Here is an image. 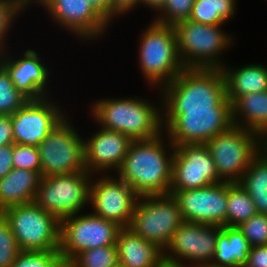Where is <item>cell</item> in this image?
Segmentation results:
<instances>
[{
  "label": "cell",
  "mask_w": 267,
  "mask_h": 267,
  "mask_svg": "<svg viewBox=\"0 0 267 267\" xmlns=\"http://www.w3.org/2000/svg\"><path fill=\"white\" fill-rule=\"evenodd\" d=\"M161 134L149 140L132 141L117 171L139 197L168 195L171 185L173 152L167 157Z\"/></svg>",
  "instance_id": "obj_1"
},
{
  "label": "cell",
  "mask_w": 267,
  "mask_h": 267,
  "mask_svg": "<svg viewBox=\"0 0 267 267\" xmlns=\"http://www.w3.org/2000/svg\"><path fill=\"white\" fill-rule=\"evenodd\" d=\"M162 88L166 110L164 127L185 109H214L226 98L221 68H185Z\"/></svg>",
  "instance_id": "obj_2"
},
{
  "label": "cell",
  "mask_w": 267,
  "mask_h": 267,
  "mask_svg": "<svg viewBox=\"0 0 267 267\" xmlns=\"http://www.w3.org/2000/svg\"><path fill=\"white\" fill-rule=\"evenodd\" d=\"M158 110L139 98H122L99 100L93 105L92 113L102 128L137 141L153 139L161 134L163 117Z\"/></svg>",
  "instance_id": "obj_3"
},
{
  "label": "cell",
  "mask_w": 267,
  "mask_h": 267,
  "mask_svg": "<svg viewBox=\"0 0 267 267\" xmlns=\"http://www.w3.org/2000/svg\"><path fill=\"white\" fill-rule=\"evenodd\" d=\"M149 26L141 35L139 64L150 84L164 87L185 68L178 55L174 27L154 21Z\"/></svg>",
  "instance_id": "obj_4"
},
{
  "label": "cell",
  "mask_w": 267,
  "mask_h": 267,
  "mask_svg": "<svg viewBox=\"0 0 267 267\" xmlns=\"http://www.w3.org/2000/svg\"><path fill=\"white\" fill-rule=\"evenodd\" d=\"M261 138L257 133L233 125L205 143L223 182H239L253 158L261 151Z\"/></svg>",
  "instance_id": "obj_5"
},
{
  "label": "cell",
  "mask_w": 267,
  "mask_h": 267,
  "mask_svg": "<svg viewBox=\"0 0 267 267\" xmlns=\"http://www.w3.org/2000/svg\"><path fill=\"white\" fill-rule=\"evenodd\" d=\"M177 49L184 68H222L217 59L231 42V36L220 29V25L181 21L174 26Z\"/></svg>",
  "instance_id": "obj_6"
},
{
  "label": "cell",
  "mask_w": 267,
  "mask_h": 267,
  "mask_svg": "<svg viewBox=\"0 0 267 267\" xmlns=\"http://www.w3.org/2000/svg\"><path fill=\"white\" fill-rule=\"evenodd\" d=\"M1 213L21 250H59L60 220L35 202L8 207Z\"/></svg>",
  "instance_id": "obj_7"
},
{
  "label": "cell",
  "mask_w": 267,
  "mask_h": 267,
  "mask_svg": "<svg viewBox=\"0 0 267 267\" xmlns=\"http://www.w3.org/2000/svg\"><path fill=\"white\" fill-rule=\"evenodd\" d=\"M183 222L184 218L173 195L143 196L138 198L127 228L164 251Z\"/></svg>",
  "instance_id": "obj_8"
},
{
  "label": "cell",
  "mask_w": 267,
  "mask_h": 267,
  "mask_svg": "<svg viewBox=\"0 0 267 267\" xmlns=\"http://www.w3.org/2000/svg\"><path fill=\"white\" fill-rule=\"evenodd\" d=\"M88 172L42 177L34 202L59 220L78 215L89 202L90 176Z\"/></svg>",
  "instance_id": "obj_9"
},
{
  "label": "cell",
  "mask_w": 267,
  "mask_h": 267,
  "mask_svg": "<svg viewBox=\"0 0 267 267\" xmlns=\"http://www.w3.org/2000/svg\"><path fill=\"white\" fill-rule=\"evenodd\" d=\"M232 126V104L226 97L214 109H185L166 127V131L169 143L175 147L205 144Z\"/></svg>",
  "instance_id": "obj_10"
},
{
  "label": "cell",
  "mask_w": 267,
  "mask_h": 267,
  "mask_svg": "<svg viewBox=\"0 0 267 267\" xmlns=\"http://www.w3.org/2000/svg\"><path fill=\"white\" fill-rule=\"evenodd\" d=\"M122 227L117 223L91 214H76L60 220L61 259L71 261L82 251L116 245Z\"/></svg>",
  "instance_id": "obj_11"
},
{
  "label": "cell",
  "mask_w": 267,
  "mask_h": 267,
  "mask_svg": "<svg viewBox=\"0 0 267 267\" xmlns=\"http://www.w3.org/2000/svg\"><path fill=\"white\" fill-rule=\"evenodd\" d=\"M41 176L87 172L84 141L64 118L38 146Z\"/></svg>",
  "instance_id": "obj_12"
},
{
  "label": "cell",
  "mask_w": 267,
  "mask_h": 267,
  "mask_svg": "<svg viewBox=\"0 0 267 267\" xmlns=\"http://www.w3.org/2000/svg\"><path fill=\"white\" fill-rule=\"evenodd\" d=\"M220 227L184 221L164 248L170 251L169 253L172 252L170 255L163 251L164 264L171 267H186L182 262L186 259L192 261L193 267L209 266L215 256L217 230Z\"/></svg>",
  "instance_id": "obj_13"
},
{
  "label": "cell",
  "mask_w": 267,
  "mask_h": 267,
  "mask_svg": "<svg viewBox=\"0 0 267 267\" xmlns=\"http://www.w3.org/2000/svg\"><path fill=\"white\" fill-rule=\"evenodd\" d=\"M221 182L205 144L175 146L170 191L197 189Z\"/></svg>",
  "instance_id": "obj_14"
},
{
  "label": "cell",
  "mask_w": 267,
  "mask_h": 267,
  "mask_svg": "<svg viewBox=\"0 0 267 267\" xmlns=\"http://www.w3.org/2000/svg\"><path fill=\"white\" fill-rule=\"evenodd\" d=\"M169 194L177 200L184 221L226 226L227 182Z\"/></svg>",
  "instance_id": "obj_15"
},
{
  "label": "cell",
  "mask_w": 267,
  "mask_h": 267,
  "mask_svg": "<svg viewBox=\"0 0 267 267\" xmlns=\"http://www.w3.org/2000/svg\"><path fill=\"white\" fill-rule=\"evenodd\" d=\"M103 176L90 183L89 202L96 211L93 214L128 227L139 196L120 178Z\"/></svg>",
  "instance_id": "obj_16"
},
{
  "label": "cell",
  "mask_w": 267,
  "mask_h": 267,
  "mask_svg": "<svg viewBox=\"0 0 267 267\" xmlns=\"http://www.w3.org/2000/svg\"><path fill=\"white\" fill-rule=\"evenodd\" d=\"M64 117L47 97L27 101L10 115L14 144L38 147Z\"/></svg>",
  "instance_id": "obj_17"
},
{
  "label": "cell",
  "mask_w": 267,
  "mask_h": 267,
  "mask_svg": "<svg viewBox=\"0 0 267 267\" xmlns=\"http://www.w3.org/2000/svg\"><path fill=\"white\" fill-rule=\"evenodd\" d=\"M44 6L52 19L78 37H99L109 22L87 0H30Z\"/></svg>",
  "instance_id": "obj_18"
},
{
  "label": "cell",
  "mask_w": 267,
  "mask_h": 267,
  "mask_svg": "<svg viewBox=\"0 0 267 267\" xmlns=\"http://www.w3.org/2000/svg\"><path fill=\"white\" fill-rule=\"evenodd\" d=\"M132 140L120 132L101 128L89 140H84L85 165L88 173L111 168L118 171ZM107 169V170H106Z\"/></svg>",
  "instance_id": "obj_19"
},
{
  "label": "cell",
  "mask_w": 267,
  "mask_h": 267,
  "mask_svg": "<svg viewBox=\"0 0 267 267\" xmlns=\"http://www.w3.org/2000/svg\"><path fill=\"white\" fill-rule=\"evenodd\" d=\"M2 56L3 54L0 56V64L9 73L11 81L18 91L29 100H39L46 97L44 92H46L45 86L49 72L34 50L28 49L24 53V57L18 60Z\"/></svg>",
  "instance_id": "obj_20"
},
{
  "label": "cell",
  "mask_w": 267,
  "mask_h": 267,
  "mask_svg": "<svg viewBox=\"0 0 267 267\" xmlns=\"http://www.w3.org/2000/svg\"><path fill=\"white\" fill-rule=\"evenodd\" d=\"M116 245L119 264L126 267H162L163 250L127 227L120 229Z\"/></svg>",
  "instance_id": "obj_21"
},
{
  "label": "cell",
  "mask_w": 267,
  "mask_h": 267,
  "mask_svg": "<svg viewBox=\"0 0 267 267\" xmlns=\"http://www.w3.org/2000/svg\"><path fill=\"white\" fill-rule=\"evenodd\" d=\"M41 178L39 172L13 168L0 179V212L8 207L34 202Z\"/></svg>",
  "instance_id": "obj_22"
},
{
  "label": "cell",
  "mask_w": 267,
  "mask_h": 267,
  "mask_svg": "<svg viewBox=\"0 0 267 267\" xmlns=\"http://www.w3.org/2000/svg\"><path fill=\"white\" fill-rule=\"evenodd\" d=\"M251 249L238 227L221 226L211 267H244Z\"/></svg>",
  "instance_id": "obj_23"
},
{
  "label": "cell",
  "mask_w": 267,
  "mask_h": 267,
  "mask_svg": "<svg viewBox=\"0 0 267 267\" xmlns=\"http://www.w3.org/2000/svg\"><path fill=\"white\" fill-rule=\"evenodd\" d=\"M224 67L221 70L226 84V97L231 104L246 94L267 90V67L251 64L234 71Z\"/></svg>",
  "instance_id": "obj_24"
},
{
  "label": "cell",
  "mask_w": 267,
  "mask_h": 267,
  "mask_svg": "<svg viewBox=\"0 0 267 267\" xmlns=\"http://www.w3.org/2000/svg\"><path fill=\"white\" fill-rule=\"evenodd\" d=\"M239 116L244 119L242 124ZM232 121L233 125L257 133L263 138L267 134V90L239 97L232 104Z\"/></svg>",
  "instance_id": "obj_25"
},
{
  "label": "cell",
  "mask_w": 267,
  "mask_h": 267,
  "mask_svg": "<svg viewBox=\"0 0 267 267\" xmlns=\"http://www.w3.org/2000/svg\"><path fill=\"white\" fill-rule=\"evenodd\" d=\"M257 213L252 198L240 183L227 182L226 226L237 227Z\"/></svg>",
  "instance_id": "obj_26"
},
{
  "label": "cell",
  "mask_w": 267,
  "mask_h": 267,
  "mask_svg": "<svg viewBox=\"0 0 267 267\" xmlns=\"http://www.w3.org/2000/svg\"><path fill=\"white\" fill-rule=\"evenodd\" d=\"M235 0H195L189 20L222 25L235 13Z\"/></svg>",
  "instance_id": "obj_27"
},
{
  "label": "cell",
  "mask_w": 267,
  "mask_h": 267,
  "mask_svg": "<svg viewBox=\"0 0 267 267\" xmlns=\"http://www.w3.org/2000/svg\"><path fill=\"white\" fill-rule=\"evenodd\" d=\"M239 183L250 196L267 194V153L265 150L261 149L253 158Z\"/></svg>",
  "instance_id": "obj_28"
},
{
  "label": "cell",
  "mask_w": 267,
  "mask_h": 267,
  "mask_svg": "<svg viewBox=\"0 0 267 267\" xmlns=\"http://www.w3.org/2000/svg\"><path fill=\"white\" fill-rule=\"evenodd\" d=\"M71 262L76 267H114L119 263L117 245L82 251Z\"/></svg>",
  "instance_id": "obj_29"
},
{
  "label": "cell",
  "mask_w": 267,
  "mask_h": 267,
  "mask_svg": "<svg viewBox=\"0 0 267 267\" xmlns=\"http://www.w3.org/2000/svg\"><path fill=\"white\" fill-rule=\"evenodd\" d=\"M29 99L16 89L9 73L0 64V115H13Z\"/></svg>",
  "instance_id": "obj_30"
},
{
  "label": "cell",
  "mask_w": 267,
  "mask_h": 267,
  "mask_svg": "<svg viewBox=\"0 0 267 267\" xmlns=\"http://www.w3.org/2000/svg\"><path fill=\"white\" fill-rule=\"evenodd\" d=\"M20 251L9 222L0 212V267H12Z\"/></svg>",
  "instance_id": "obj_31"
},
{
  "label": "cell",
  "mask_w": 267,
  "mask_h": 267,
  "mask_svg": "<svg viewBox=\"0 0 267 267\" xmlns=\"http://www.w3.org/2000/svg\"><path fill=\"white\" fill-rule=\"evenodd\" d=\"M194 3L195 0H167L163 7L159 10L160 13L164 12L161 14L163 16L159 15L154 22L174 26L181 21L188 20Z\"/></svg>",
  "instance_id": "obj_32"
},
{
  "label": "cell",
  "mask_w": 267,
  "mask_h": 267,
  "mask_svg": "<svg viewBox=\"0 0 267 267\" xmlns=\"http://www.w3.org/2000/svg\"><path fill=\"white\" fill-rule=\"evenodd\" d=\"M61 260L59 250H21L12 267H54Z\"/></svg>",
  "instance_id": "obj_33"
},
{
  "label": "cell",
  "mask_w": 267,
  "mask_h": 267,
  "mask_svg": "<svg viewBox=\"0 0 267 267\" xmlns=\"http://www.w3.org/2000/svg\"><path fill=\"white\" fill-rule=\"evenodd\" d=\"M251 247L267 244V215L257 213L239 226Z\"/></svg>",
  "instance_id": "obj_34"
},
{
  "label": "cell",
  "mask_w": 267,
  "mask_h": 267,
  "mask_svg": "<svg viewBox=\"0 0 267 267\" xmlns=\"http://www.w3.org/2000/svg\"><path fill=\"white\" fill-rule=\"evenodd\" d=\"M29 3L30 0H0V56L5 52L2 48L5 42L4 37H6L15 16Z\"/></svg>",
  "instance_id": "obj_35"
},
{
  "label": "cell",
  "mask_w": 267,
  "mask_h": 267,
  "mask_svg": "<svg viewBox=\"0 0 267 267\" xmlns=\"http://www.w3.org/2000/svg\"><path fill=\"white\" fill-rule=\"evenodd\" d=\"M13 168L39 172L41 174V160L38 147L14 144Z\"/></svg>",
  "instance_id": "obj_36"
},
{
  "label": "cell",
  "mask_w": 267,
  "mask_h": 267,
  "mask_svg": "<svg viewBox=\"0 0 267 267\" xmlns=\"http://www.w3.org/2000/svg\"><path fill=\"white\" fill-rule=\"evenodd\" d=\"M244 267H267V244L251 247Z\"/></svg>",
  "instance_id": "obj_37"
},
{
  "label": "cell",
  "mask_w": 267,
  "mask_h": 267,
  "mask_svg": "<svg viewBox=\"0 0 267 267\" xmlns=\"http://www.w3.org/2000/svg\"><path fill=\"white\" fill-rule=\"evenodd\" d=\"M14 144L0 147V179L4 178L13 169Z\"/></svg>",
  "instance_id": "obj_38"
},
{
  "label": "cell",
  "mask_w": 267,
  "mask_h": 267,
  "mask_svg": "<svg viewBox=\"0 0 267 267\" xmlns=\"http://www.w3.org/2000/svg\"><path fill=\"white\" fill-rule=\"evenodd\" d=\"M8 144H14L10 115H0V147Z\"/></svg>",
  "instance_id": "obj_39"
},
{
  "label": "cell",
  "mask_w": 267,
  "mask_h": 267,
  "mask_svg": "<svg viewBox=\"0 0 267 267\" xmlns=\"http://www.w3.org/2000/svg\"><path fill=\"white\" fill-rule=\"evenodd\" d=\"M139 3L141 0H110V21L114 15L124 14Z\"/></svg>",
  "instance_id": "obj_40"
},
{
  "label": "cell",
  "mask_w": 267,
  "mask_h": 267,
  "mask_svg": "<svg viewBox=\"0 0 267 267\" xmlns=\"http://www.w3.org/2000/svg\"><path fill=\"white\" fill-rule=\"evenodd\" d=\"M108 22H110V0H87Z\"/></svg>",
  "instance_id": "obj_41"
},
{
  "label": "cell",
  "mask_w": 267,
  "mask_h": 267,
  "mask_svg": "<svg viewBox=\"0 0 267 267\" xmlns=\"http://www.w3.org/2000/svg\"><path fill=\"white\" fill-rule=\"evenodd\" d=\"M258 213L267 215V194L250 196Z\"/></svg>",
  "instance_id": "obj_42"
},
{
  "label": "cell",
  "mask_w": 267,
  "mask_h": 267,
  "mask_svg": "<svg viewBox=\"0 0 267 267\" xmlns=\"http://www.w3.org/2000/svg\"><path fill=\"white\" fill-rule=\"evenodd\" d=\"M167 0H141V3L147 5L150 8H154V10H160Z\"/></svg>",
  "instance_id": "obj_43"
},
{
  "label": "cell",
  "mask_w": 267,
  "mask_h": 267,
  "mask_svg": "<svg viewBox=\"0 0 267 267\" xmlns=\"http://www.w3.org/2000/svg\"><path fill=\"white\" fill-rule=\"evenodd\" d=\"M61 267H76L71 261L61 259Z\"/></svg>",
  "instance_id": "obj_44"
},
{
  "label": "cell",
  "mask_w": 267,
  "mask_h": 267,
  "mask_svg": "<svg viewBox=\"0 0 267 267\" xmlns=\"http://www.w3.org/2000/svg\"><path fill=\"white\" fill-rule=\"evenodd\" d=\"M262 149L267 153V134L262 138Z\"/></svg>",
  "instance_id": "obj_45"
},
{
  "label": "cell",
  "mask_w": 267,
  "mask_h": 267,
  "mask_svg": "<svg viewBox=\"0 0 267 267\" xmlns=\"http://www.w3.org/2000/svg\"><path fill=\"white\" fill-rule=\"evenodd\" d=\"M54 267H61V260Z\"/></svg>",
  "instance_id": "obj_46"
},
{
  "label": "cell",
  "mask_w": 267,
  "mask_h": 267,
  "mask_svg": "<svg viewBox=\"0 0 267 267\" xmlns=\"http://www.w3.org/2000/svg\"><path fill=\"white\" fill-rule=\"evenodd\" d=\"M114 267H126V266H123V265H121V264H117L116 266H114Z\"/></svg>",
  "instance_id": "obj_47"
},
{
  "label": "cell",
  "mask_w": 267,
  "mask_h": 267,
  "mask_svg": "<svg viewBox=\"0 0 267 267\" xmlns=\"http://www.w3.org/2000/svg\"><path fill=\"white\" fill-rule=\"evenodd\" d=\"M162 267H171L170 265H163Z\"/></svg>",
  "instance_id": "obj_48"
}]
</instances>
